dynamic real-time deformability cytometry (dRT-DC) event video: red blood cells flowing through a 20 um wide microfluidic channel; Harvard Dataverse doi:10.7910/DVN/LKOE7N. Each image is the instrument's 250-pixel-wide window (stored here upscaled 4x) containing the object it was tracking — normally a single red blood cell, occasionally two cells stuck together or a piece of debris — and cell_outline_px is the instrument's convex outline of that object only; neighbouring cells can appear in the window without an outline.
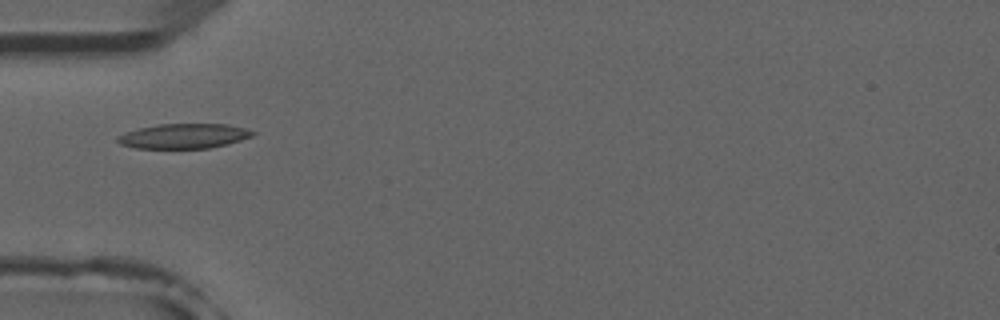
{"species": "common noctule bat (a hibernating species)", "species_latin": "Nyctalus noctula", "temperature_condition": "room temperature", "stored_images_in_passage": 7, "camera_frame_rate_fps": 3000, "um_per_image_px": 0.085, "animal": {"sex": "male", "forearm_length_mm": 52.5}, "frame": {"image": 1, "passage_image": 4, "time_ms": 4.667, "image_size_px": [1000, 320], "cell_outline_px": [[256, 132], [252, 136], [228, 144], [208, 148], [136, 148], [120, 144], [116, 140], [116, 136], [124, 132], [140, 128], [160, 124], [228, 124], [244, 128]], "centroid_in_image_um": [15.6, 11.56], "position_along_channel_um": 69.4, "area_um2": 19.48}}
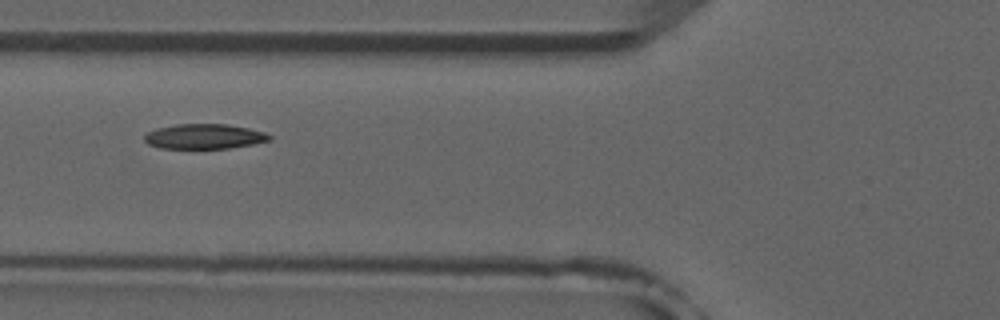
{"frame": {"image": 2, "passage_image": 5, "time_ms": 5.667, "image_size_px": [1000, 320], "cell_outline_px": [[272, 140], [252, 144], [228, 148], [160, 148], [148, 144], [144, 140], [144, 136], [148, 132], [156, 128], [176, 124], [228, 124], [248, 128], [264, 132], [272, 136]], "centroid_in_image_um": [17.36, 11.59], "position_along_channel_um": 108.4, "area_um2": 18.15}}
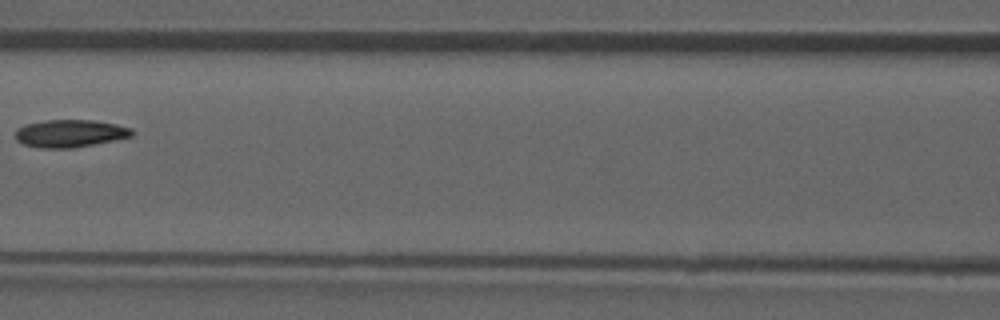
{"frame": {"image": 3, "passage_image": 6, "time_ms": 7.0, "image_size_px": [1000, 320], "cell_outline_px": [[136, 132], [132, 136], [72, 148], [40, 148], [24, 144], [16, 140], [16, 128], [24, 124], [48, 120], [92, 120], [116, 124], [132, 128]], "centroid_in_image_um": [5.94, 11.33], "position_along_channel_um": 160.7, "area_um2": 18.67}}